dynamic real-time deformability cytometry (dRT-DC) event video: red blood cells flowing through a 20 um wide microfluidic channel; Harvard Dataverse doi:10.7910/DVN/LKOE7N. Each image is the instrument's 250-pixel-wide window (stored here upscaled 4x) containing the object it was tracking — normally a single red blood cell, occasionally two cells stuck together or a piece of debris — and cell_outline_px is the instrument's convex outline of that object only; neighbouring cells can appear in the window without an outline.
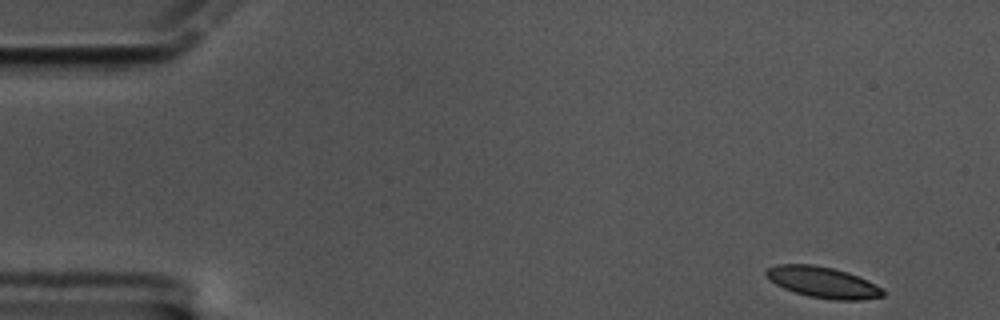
{"species": "common noctule bat (a hibernating species)", "species_latin": "Nyctalus noctula", "temperature_condition": "cold", "stored_images_in_passage": 56, "camera_frame_rate_fps": 3000, "um_per_image_px": 0.085, "animal": {"sex": "male", "body_mass_g": 17.5, "forearm_length_mm": 52.3}, "frame": {"image": 1, "passage_image": 1, "time_ms": 0.0, "image_size_px": [1000, 320], "cell_outline_px": [[884, 296], [860, 300], [832, 300], [808, 296], [784, 288], [776, 284], [764, 272], [768, 268], [776, 264], [812, 264], [832, 268], [848, 272], [880, 288], [884, 292]], "centroid_in_image_um": [69.91, 23.99], "position_along_channel_um": 15.1, "area_um2": 20.69}}
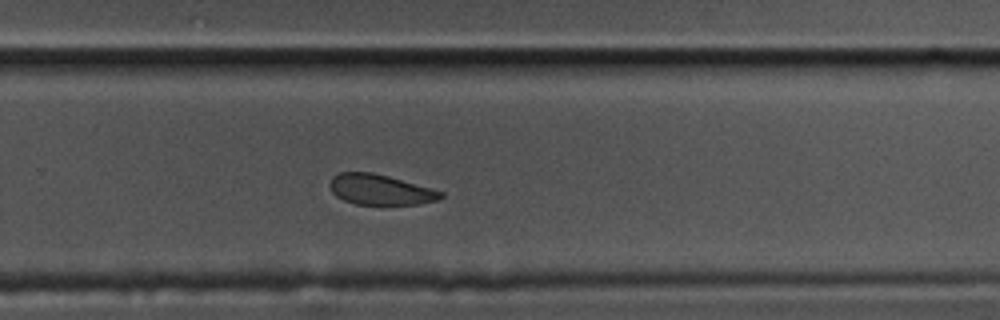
{"frame": {"image": 2, "passage_image": 36, "time_ms": 11.667, "image_size_px": [1000, 320], "cell_outline_px": [[444, 196], [436, 200], [420, 204], [356, 204], [344, 200], [336, 196], [332, 192], [328, 184], [332, 176], [340, 172], [372, 172], [388, 176], [432, 188], [444, 192]], "centroid_in_image_um": [32.3, 16.11], "position_along_channel_um": 297.5, "area_um2": 19.65}}
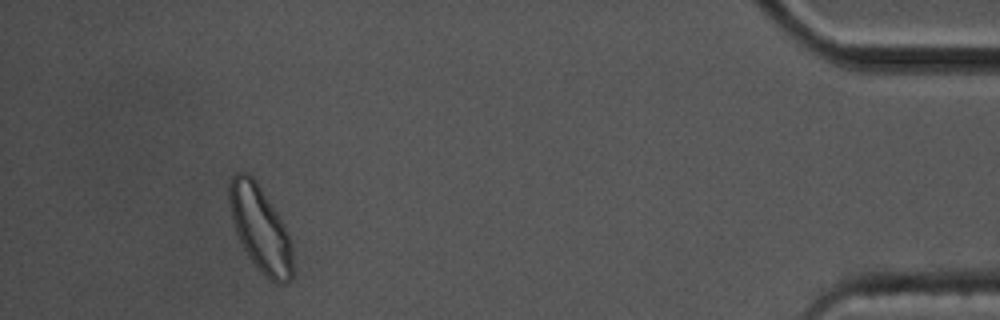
{"frame": {"image": 3, "passage_image": 52, "time_ms": 17.0, "image_size_px": [1000, 320], "cell_outline_px": [[292, 276], [284, 284], [276, 284], [268, 280], [256, 268], [248, 256], [236, 232], [232, 220], [228, 200], [228, 184], [232, 176], [236, 172], [248, 172], [256, 180], [284, 224], [288, 232], [292, 248]], "centroid_in_image_um": [22.1, 19.44], "position_along_channel_um": 413.1, "area_um2": 31.85}, "authors_computed_cell_mechanics": {"area_um2": 21.7617, "velocity_mm_per_s": 3.3497, "shape_relaxation_time_tau1_ms": 5.8484, "shape_relaxation_time_tau2_ms": 3.3535, "deformation_change_tau1": 0.1017, "deformation_change_tau2": 0.0804}}